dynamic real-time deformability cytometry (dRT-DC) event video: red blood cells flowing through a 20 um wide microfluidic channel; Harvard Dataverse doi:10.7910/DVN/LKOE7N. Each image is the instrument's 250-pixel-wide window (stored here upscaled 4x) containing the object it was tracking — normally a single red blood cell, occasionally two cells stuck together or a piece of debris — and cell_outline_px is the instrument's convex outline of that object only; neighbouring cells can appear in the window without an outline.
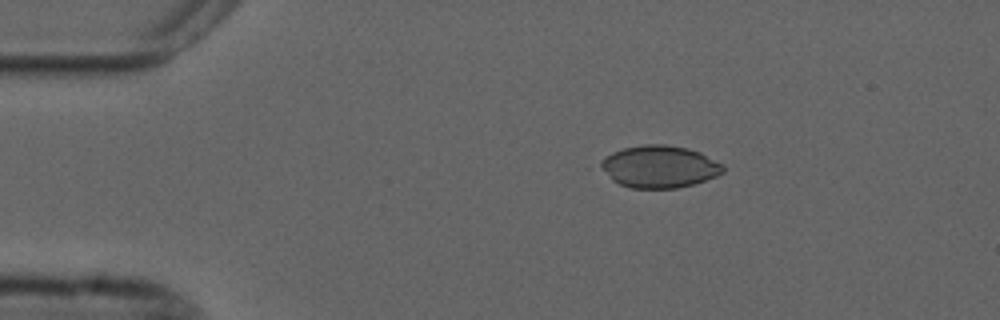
{"species": "common noctule bat (a hibernating species)", "species_latin": "Nyctalus noctula", "temperature_condition": "cold", "stored_images_in_passage": 7, "camera_frame_rate_fps": 3000, "um_per_image_px": 0.085, "animal": {"sex": "male", "forearm_length_mm": 52.5}, "frame": {"image": 1, "passage_image": 3, "time_ms": 3.0, "image_size_px": [1000, 320], "cell_outline_px": [[724, 172], [716, 176], [692, 184], [676, 188], [628, 188], [612, 180], [596, 164], [604, 156], [612, 152], [624, 148], [644, 144], [664, 144], [688, 148], [700, 152], [724, 164]], "centroid_in_image_um": [56.01, 14.15], "position_along_channel_um": 29.0, "area_um2": 30.35}}